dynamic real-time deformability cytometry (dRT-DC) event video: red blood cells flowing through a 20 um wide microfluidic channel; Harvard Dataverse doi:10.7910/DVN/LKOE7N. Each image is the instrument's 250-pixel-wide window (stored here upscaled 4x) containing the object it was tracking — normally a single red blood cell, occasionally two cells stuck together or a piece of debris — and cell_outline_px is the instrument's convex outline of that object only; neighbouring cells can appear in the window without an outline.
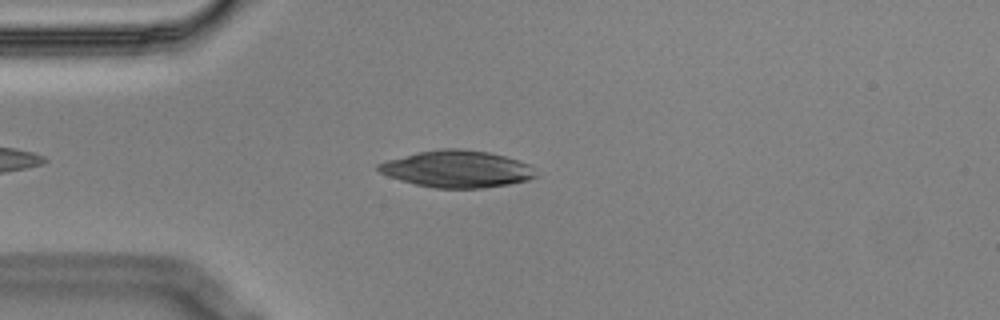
{"species": "Egyptian fruit bat (a non-hibernating species)", "species_latin": "Rousettus aegyptiacus", "temperature_condition": "cold", "stored_images_in_passage": 2, "camera_frame_rate_fps": 3000, "um_per_image_px": 0.085, "animal": {"sex": "male"}, "frame": {"image": 1, "passage_image": 2, "time_ms": 0.333, "image_size_px": [1000, 320], "cell_outline_px": [[536, 176], [528, 180], [508, 184], [484, 188], [436, 188], [416, 184], [400, 180], [388, 176], [380, 172], [376, 168], [376, 164], [388, 160], [420, 152], [444, 148], [460, 148], [488, 152], [504, 156], [528, 164]], "centroid_in_image_um": [38.81, 14.37], "position_along_channel_um": 46.2, "area_um2": 33.41}}